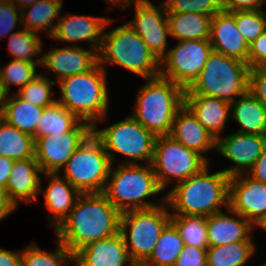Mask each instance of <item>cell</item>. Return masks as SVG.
Here are the masks:
<instances>
[{
    "label": "cell",
    "mask_w": 266,
    "mask_h": 266,
    "mask_svg": "<svg viewBox=\"0 0 266 266\" xmlns=\"http://www.w3.org/2000/svg\"><path fill=\"white\" fill-rule=\"evenodd\" d=\"M248 92L266 108V68H250Z\"/></svg>",
    "instance_id": "cell-42"
},
{
    "label": "cell",
    "mask_w": 266,
    "mask_h": 266,
    "mask_svg": "<svg viewBox=\"0 0 266 266\" xmlns=\"http://www.w3.org/2000/svg\"><path fill=\"white\" fill-rule=\"evenodd\" d=\"M42 175L50 179L46 190L44 191L40 186V191L44 192L45 206L52 213L48 215L50 223L56 229L74 208L81 193L60 173H43Z\"/></svg>",
    "instance_id": "cell-24"
},
{
    "label": "cell",
    "mask_w": 266,
    "mask_h": 266,
    "mask_svg": "<svg viewBox=\"0 0 266 266\" xmlns=\"http://www.w3.org/2000/svg\"><path fill=\"white\" fill-rule=\"evenodd\" d=\"M184 246L176 227L169 222L161 231L152 254L141 266H174Z\"/></svg>",
    "instance_id": "cell-32"
},
{
    "label": "cell",
    "mask_w": 266,
    "mask_h": 266,
    "mask_svg": "<svg viewBox=\"0 0 266 266\" xmlns=\"http://www.w3.org/2000/svg\"><path fill=\"white\" fill-rule=\"evenodd\" d=\"M262 0H223V10L227 12L261 10Z\"/></svg>",
    "instance_id": "cell-45"
},
{
    "label": "cell",
    "mask_w": 266,
    "mask_h": 266,
    "mask_svg": "<svg viewBox=\"0 0 266 266\" xmlns=\"http://www.w3.org/2000/svg\"><path fill=\"white\" fill-rule=\"evenodd\" d=\"M75 266H137L131 259L122 234L91 242L74 254Z\"/></svg>",
    "instance_id": "cell-19"
},
{
    "label": "cell",
    "mask_w": 266,
    "mask_h": 266,
    "mask_svg": "<svg viewBox=\"0 0 266 266\" xmlns=\"http://www.w3.org/2000/svg\"><path fill=\"white\" fill-rule=\"evenodd\" d=\"M40 73L15 93L28 103L45 108L57 102L56 99L51 97L53 94L52 87L57 83L49 77H46V74L43 75L42 72Z\"/></svg>",
    "instance_id": "cell-37"
},
{
    "label": "cell",
    "mask_w": 266,
    "mask_h": 266,
    "mask_svg": "<svg viewBox=\"0 0 266 266\" xmlns=\"http://www.w3.org/2000/svg\"><path fill=\"white\" fill-rule=\"evenodd\" d=\"M113 21L111 19L78 14L60 16L51 39L63 42H89L90 48L100 51L103 31Z\"/></svg>",
    "instance_id": "cell-17"
},
{
    "label": "cell",
    "mask_w": 266,
    "mask_h": 266,
    "mask_svg": "<svg viewBox=\"0 0 266 266\" xmlns=\"http://www.w3.org/2000/svg\"><path fill=\"white\" fill-rule=\"evenodd\" d=\"M21 9L10 0H0V40L11 35L14 28L22 25Z\"/></svg>",
    "instance_id": "cell-41"
},
{
    "label": "cell",
    "mask_w": 266,
    "mask_h": 266,
    "mask_svg": "<svg viewBox=\"0 0 266 266\" xmlns=\"http://www.w3.org/2000/svg\"><path fill=\"white\" fill-rule=\"evenodd\" d=\"M37 64L12 59L4 68H0V80L6 89L11 94L10 86L19 87L18 90L23 88L30 82L36 75H38Z\"/></svg>",
    "instance_id": "cell-38"
},
{
    "label": "cell",
    "mask_w": 266,
    "mask_h": 266,
    "mask_svg": "<svg viewBox=\"0 0 266 266\" xmlns=\"http://www.w3.org/2000/svg\"><path fill=\"white\" fill-rule=\"evenodd\" d=\"M146 81L131 115L155 136L170 135L175 114L184 105L185 89L160 75Z\"/></svg>",
    "instance_id": "cell-4"
},
{
    "label": "cell",
    "mask_w": 266,
    "mask_h": 266,
    "mask_svg": "<svg viewBox=\"0 0 266 266\" xmlns=\"http://www.w3.org/2000/svg\"><path fill=\"white\" fill-rule=\"evenodd\" d=\"M209 41L213 51L248 64L249 44L240 34L230 12L222 10L212 17Z\"/></svg>",
    "instance_id": "cell-20"
},
{
    "label": "cell",
    "mask_w": 266,
    "mask_h": 266,
    "mask_svg": "<svg viewBox=\"0 0 266 266\" xmlns=\"http://www.w3.org/2000/svg\"><path fill=\"white\" fill-rule=\"evenodd\" d=\"M121 213L101 193H81L64 221L57 239L73 254L85 245L119 233Z\"/></svg>",
    "instance_id": "cell-1"
},
{
    "label": "cell",
    "mask_w": 266,
    "mask_h": 266,
    "mask_svg": "<svg viewBox=\"0 0 266 266\" xmlns=\"http://www.w3.org/2000/svg\"><path fill=\"white\" fill-rule=\"evenodd\" d=\"M245 175L230 177L229 208L255 227L266 218V183L254 180L247 173Z\"/></svg>",
    "instance_id": "cell-14"
},
{
    "label": "cell",
    "mask_w": 266,
    "mask_h": 266,
    "mask_svg": "<svg viewBox=\"0 0 266 266\" xmlns=\"http://www.w3.org/2000/svg\"><path fill=\"white\" fill-rule=\"evenodd\" d=\"M92 131H68L35 139V159L43 173H60Z\"/></svg>",
    "instance_id": "cell-15"
},
{
    "label": "cell",
    "mask_w": 266,
    "mask_h": 266,
    "mask_svg": "<svg viewBox=\"0 0 266 266\" xmlns=\"http://www.w3.org/2000/svg\"><path fill=\"white\" fill-rule=\"evenodd\" d=\"M231 117L241 126L237 132L266 135V108L248 91L230 103Z\"/></svg>",
    "instance_id": "cell-27"
},
{
    "label": "cell",
    "mask_w": 266,
    "mask_h": 266,
    "mask_svg": "<svg viewBox=\"0 0 266 266\" xmlns=\"http://www.w3.org/2000/svg\"><path fill=\"white\" fill-rule=\"evenodd\" d=\"M112 165L102 142L92 132L68 159L62 176L80 193H101Z\"/></svg>",
    "instance_id": "cell-9"
},
{
    "label": "cell",
    "mask_w": 266,
    "mask_h": 266,
    "mask_svg": "<svg viewBox=\"0 0 266 266\" xmlns=\"http://www.w3.org/2000/svg\"><path fill=\"white\" fill-rule=\"evenodd\" d=\"M249 69L241 60L212 51L184 95H205L231 103L248 91Z\"/></svg>",
    "instance_id": "cell-6"
},
{
    "label": "cell",
    "mask_w": 266,
    "mask_h": 266,
    "mask_svg": "<svg viewBox=\"0 0 266 266\" xmlns=\"http://www.w3.org/2000/svg\"><path fill=\"white\" fill-rule=\"evenodd\" d=\"M249 68H266V30L249 45Z\"/></svg>",
    "instance_id": "cell-44"
},
{
    "label": "cell",
    "mask_w": 266,
    "mask_h": 266,
    "mask_svg": "<svg viewBox=\"0 0 266 266\" xmlns=\"http://www.w3.org/2000/svg\"><path fill=\"white\" fill-rule=\"evenodd\" d=\"M259 227L264 228L266 230V218L261 222Z\"/></svg>",
    "instance_id": "cell-53"
},
{
    "label": "cell",
    "mask_w": 266,
    "mask_h": 266,
    "mask_svg": "<svg viewBox=\"0 0 266 266\" xmlns=\"http://www.w3.org/2000/svg\"><path fill=\"white\" fill-rule=\"evenodd\" d=\"M62 5V0H39L24 6L21 9L23 27L36 34L48 30L47 36L51 37L57 25L55 19H60Z\"/></svg>",
    "instance_id": "cell-29"
},
{
    "label": "cell",
    "mask_w": 266,
    "mask_h": 266,
    "mask_svg": "<svg viewBox=\"0 0 266 266\" xmlns=\"http://www.w3.org/2000/svg\"><path fill=\"white\" fill-rule=\"evenodd\" d=\"M233 217L223 211L206 217L208 247L230 244L233 242L253 241L251 231L254 226L239 213L229 207L226 209ZM238 217V218H234Z\"/></svg>",
    "instance_id": "cell-21"
},
{
    "label": "cell",
    "mask_w": 266,
    "mask_h": 266,
    "mask_svg": "<svg viewBox=\"0 0 266 266\" xmlns=\"http://www.w3.org/2000/svg\"><path fill=\"white\" fill-rule=\"evenodd\" d=\"M207 249L185 245L174 266H207Z\"/></svg>",
    "instance_id": "cell-43"
},
{
    "label": "cell",
    "mask_w": 266,
    "mask_h": 266,
    "mask_svg": "<svg viewBox=\"0 0 266 266\" xmlns=\"http://www.w3.org/2000/svg\"><path fill=\"white\" fill-rule=\"evenodd\" d=\"M106 2H108L112 8V5H119L121 7V9H126L127 7H129V5H133V3H141V2H144V1H148V0H105ZM124 4H123V3Z\"/></svg>",
    "instance_id": "cell-51"
},
{
    "label": "cell",
    "mask_w": 266,
    "mask_h": 266,
    "mask_svg": "<svg viewBox=\"0 0 266 266\" xmlns=\"http://www.w3.org/2000/svg\"><path fill=\"white\" fill-rule=\"evenodd\" d=\"M246 173H249L248 176L254 180L266 183V146L253 166Z\"/></svg>",
    "instance_id": "cell-46"
},
{
    "label": "cell",
    "mask_w": 266,
    "mask_h": 266,
    "mask_svg": "<svg viewBox=\"0 0 266 266\" xmlns=\"http://www.w3.org/2000/svg\"><path fill=\"white\" fill-rule=\"evenodd\" d=\"M55 252H44L35 243L22 249L21 266H67L74 262V254L58 239Z\"/></svg>",
    "instance_id": "cell-36"
},
{
    "label": "cell",
    "mask_w": 266,
    "mask_h": 266,
    "mask_svg": "<svg viewBox=\"0 0 266 266\" xmlns=\"http://www.w3.org/2000/svg\"><path fill=\"white\" fill-rule=\"evenodd\" d=\"M15 210L16 206L8 198L6 189L0 187V221Z\"/></svg>",
    "instance_id": "cell-49"
},
{
    "label": "cell",
    "mask_w": 266,
    "mask_h": 266,
    "mask_svg": "<svg viewBox=\"0 0 266 266\" xmlns=\"http://www.w3.org/2000/svg\"><path fill=\"white\" fill-rule=\"evenodd\" d=\"M39 174L43 172L35 158L14 161L6 192L16 208L22 200L28 204L36 202L42 184Z\"/></svg>",
    "instance_id": "cell-23"
},
{
    "label": "cell",
    "mask_w": 266,
    "mask_h": 266,
    "mask_svg": "<svg viewBox=\"0 0 266 266\" xmlns=\"http://www.w3.org/2000/svg\"><path fill=\"white\" fill-rule=\"evenodd\" d=\"M207 165L201 172L176 183L165 195L171 215H201L204 217L229 207V180L223 171L209 172Z\"/></svg>",
    "instance_id": "cell-2"
},
{
    "label": "cell",
    "mask_w": 266,
    "mask_h": 266,
    "mask_svg": "<svg viewBox=\"0 0 266 266\" xmlns=\"http://www.w3.org/2000/svg\"><path fill=\"white\" fill-rule=\"evenodd\" d=\"M160 3L158 6L153 5L150 0L135 3V17L127 23L159 61L168 52L167 35H170L166 6L164 2Z\"/></svg>",
    "instance_id": "cell-13"
},
{
    "label": "cell",
    "mask_w": 266,
    "mask_h": 266,
    "mask_svg": "<svg viewBox=\"0 0 266 266\" xmlns=\"http://www.w3.org/2000/svg\"><path fill=\"white\" fill-rule=\"evenodd\" d=\"M266 146V135L234 132L216 139V152L235 165L222 170L228 176L246 173Z\"/></svg>",
    "instance_id": "cell-16"
},
{
    "label": "cell",
    "mask_w": 266,
    "mask_h": 266,
    "mask_svg": "<svg viewBox=\"0 0 266 266\" xmlns=\"http://www.w3.org/2000/svg\"><path fill=\"white\" fill-rule=\"evenodd\" d=\"M42 47L41 36L23 28L10 35L8 53L12 59L28 61L42 67V57H38V60L34 58L44 54Z\"/></svg>",
    "instance_id": "cell-34"
},
{
    "label": "cell",
    "mask_w": 266,
    "mask_h": 266,
    "mask_svg": "<svg viewBox=\"0 0 266 266\" xmlns=\"http://www.w3.org/2000/svg\"><path fill=\"white\" fill-rule=\"evenodd\" d=\"M210 164L201 154L175 141L171 136H156L153 171L160 187L165 190L171 180L177 183L201 172Z\"/></svg>",
    "instance_id": "cell-11"
},
{
    "label": "cell",
    "mask_w": 266,
    "mask_h": 266,
    "mask_svg": "<svg viewBox=\"0 0 266 266\" xmlns=\"http://www.w3.org/2000/svg\"><path fill=\"white\" fill-rule=\"evenodd\" d=\"M170 222L176 227L185 245L208 248L206 217L201 215H171Z\"/></svg>",
    "instance_id": "cell-35"
},
{
    "label": "cell",
    "mask_w": 266,
    "mask_h": 266,
    "mask_svg": "<svg viewBox=\"0 0 266 266\" xmlns=\"http://www.w3.org/2000/svg\"><path fill=\"white\" fill-rule=\"evenodd\" d=\"M14 161L11 158L0 156V187L4 189H6Z\"/></svg>",
    "instance_id": "cell-48"
},
{
    "label": "cell",
    "mask_w": 266,
    "mask_h": 266,
    "mask_svg": "<svg viewBox=\"0 0 266 266\" xmlns=\"http://www.w3.org/2000/svg\"><path fill=\"white\" fill-rule=\"evenodd\" d=\"M167 202L149 208L121 213L120 230L132 261L141 266L152 254L161 231L170 222Z\"/></svg>",
    "instance_id": "cell-8"
},
{
    "label": "cell",
    "mask_w": 266,
    "mask_h": 266,
    "mask_svg": "<svg viewBox=\"0 0 266 266\" xmlns=\"http://www.w3.org/2000/svg\"><path fill=\"white\" fill-rule=\"evenodd\" d=\"M212 16L196 13H167L171 37L178 41L209 40Z\"/></svg>",
    "instance_id": "cell-28"
},
{
    "label": "cell",
    "mask_w": 266,
    "mask_h": 266,
    "mask_svg": "<svg viewBox=\"0 0 266 266\" xmlns=\"http://www.w3.org/2000/svg\"><path fill=\"white\" fill-rule=\"evenodd\" d=\"M92 129L88 122L80 120L62 104L56 102L44 108L33 137L36 139L45 135H57L68 131H92Z\"/></svg>",
    "instance_id": "cell-26"
},
{
    "label": "cell",
    "mask_w": 266,
    "mask_h": 266,
    "mask_svg": "<svg viewBox=\"0 0 266 266\" xmlns=\"http://www.w3.org/2000/svg\"><path fill=\"white\" fill-rule=\"evenodd\" d=\"M255 252L253 241L208 247L206 263L207 266H244Z\"/></svg>",
    "instance_id": "cell-33"
},
{
    "label": "cell",
    "mask_w": 266,
    "mask_h": 266,
    "mask_svg": "<svg viewBox=\"0 0 266 266\" xmlns=\"http://www.w3.org/2000/svg\"><path fill=\"white\" fill-rule=\"evenodd\" d=\"M184 104L215 139L221 136L231 115L230 102L205 95H184Z\"/></svg>",
    "instance_id": "cell-25"
},
{
    "label": "cell",
    "mask_w": 266,
    "mask_h": 266,
    "mask_svg": "<svg viewBox=\"0 0 266 266\" xmlns=\"http://www.w3.org/2000/svg\"><path fill=\"white\" fill-rule=\"evenodd\" d=\"M177 42L160 60V76L187 89L203 69L213 49L209 40Z\"/></svg>",
    "instance_id": "cell-12"
},
{
    "label": "cell",
    "mask_w": 266,
    "mask_h": 266,
    "mask_svg": "<svg viewBox=\"0 0 266 266\" xmlns=\"http://www.w3.org/2000/svg\"><path fill=\"white\" fill-rule=\"evenodd\" d=\"M8 96H9V93L6 91V89L4 88L0 80V118L4 114L5 105L7 103Z\"/></svg>",
    "instance_id": "cell-50"
},
{
    "label": "cell",
    "mask_w": 266,
    "mask_h": 266,
    "mask_svg": "<svg viewBox=\"0 0 266 266\" xmlns=\"http://www.w3.org/2000/svg\"><path fill=\"white\" fill-rule=\"evenodd\" d=\"M167 13H196L214 16L223 10V0H164Z\"/></svg>",
    "instance_id": "cell-40"
},
{
    "label": "cell",
    "mask_w": 266,
    "mask_h": 266,
    "mask_svg": "<svg viewBox=\"0 0 266 266\" xmlns=\"http://www.w3.org/2000/svg\"><path fill=\"white\" fill-rule=\"evenodd\" d=\"M106 63L122 66L145 80L160 75V61L127 23L103 34L99 64L106 70Z\"/></svg>",
    "instance_id": "cell-7"
},
{
    "label": "cell",
    "mask_w": 266,
    "mask_h": 266,
    "mask_svg": "<svg viewBox=\"0 0 266 266\" xmlns=\"http://www.w3.org/2000/svg\"><path fill=\"white\" fill-rule=\"evenodd\" d=\"M22 250L18 252L0 248V266H21Z\"/></svg>",
    "instance_id": "cell-47"
},
{
    "label": "cell",
    "mask_w": 266,
    "mask_h": 266,
    "mask_svg": "<svg viewBox=\"0 0 266 266\" xmlns=\"http://www.w3.org/2000/svg\"><path fill=\"white\" fill-rule=\"evenodd\" d=\"M92 132L102 142L112 164L115 152L128 157L121 164H137L138 160L151 164L156 136L132 115L104 129L93 126Z\"/></svg>",
    "instance_id": "cell-10"
},
{
    "label": "cell",
    "mask_w": 266,
    "mask_h": 266,
    "mask_svg": "<svg viewBox=\"0 0 266 266\" xmlns=\"http://www.w3.org/2000/svg\"><path fill=\"white\" fill-rule=\"evenodd\" d=\"M230 13L235 17L237 28L249 45L266 30V14L263 9Z\"/></svg>",
    "instance_id": "cell-39"
},
{
    "label": "cell",
    "mask_w": 266,
    "mask_h": 266,
    "mask_svg": "<svg viewBox=\"0 0 266 266\" xmlns=\"http://www.w3.org/2000/svg\"><path fill=\"white\" fill-rule=\"evenodd\" d=\"M12 94V96L10 94L8 96L1 118L18 130L34 136L44 108L28 103L14 92Z\"/></svg>",
    "instance_id": "cell-30"
},
{
    "label": "cell",
    "mask_w": 266,
    "mask_h": 266,
    "mask_svg": "<svg viewBox=\"0 0 266 266\" xmlns=\"http://www.w3.org/2000/svg\"><path fill=\"white\" fill-rule=\"evenodd\" d=\"M16 7L22 9L24 6L35 3L39 0H10Z\"/></svg>",
    "instance_id": "cell-52"
},
{
    "label": "cell",
    "mask_w": 266,
    "mask_h": 266,
    "mask_svg": "<svg viewBox=\"0 0 266 266\" xmlns=\"http://www.w3.org/2000/svg\"><path fill=\"white\" fill-rule=\"evenodd\" d=\"M114 170L111 166L103 194L120 212L129 210L149 209L166 202V197L159 199L160 203L146 201V197L156 196L162 192L152 165L121 164ZM145 166V167H144Z\"/></svg>",
    "instance_id": "cell-3"
},
{
    "label": "cell",
    "mask_w": 266,
    "mask_h": 266,
    "mask_svg": "<svg viewBox=\"0 0 266 266\" xmlns=\"http://www.w3.org/2000/svg\"><path fill=\"white\" fill-rule=\"evenodd\" d=\"M175 141L204 156L216 150V139L197 120L192 111L184 104L175 114L170 135Z\"/></svg>",
    "instance_id": "cell-22"
},
{
    "label": "cell",
    "mask_w": 266,
    "mask_h": 266,
    "mask_svg": "<svg viewBox=\"0 0 266 266\" xmlns=\"http://www.w3.org/2000/svg\"><path fill=\"white\" fill-rule=\"evenodd\" d=\"M99 64V51L81 46L54 48L42 56V67L57 72L56 83L61 79L93 70Z\"/></svg>",
    "instance_id": "cell-18"
},
{
    "label": "cell",
    "mask_w": 266,
    "mask_h": 266,
    "mask_svg": "<svg viewBox=\"0 0 266 266\" xmlns=\"http://www.w3.org/2000/svg\"><path fill=\"white\" fill-rule=\"evenodd\" d=\"M106 74L107 70L98 64L91 71L61 79L57 82L61 90L57 102L92 127L106 121L109 106Z\"/></svg>",
    "instance_id": "cell-5"
},
{
    "label": "cell",
    "mask_w": 266,
    "mask_h": 266,
    "mask_svg": "<svg viewBox=\"0 0 266 266\" xmlns=\"http://www.w3.org/2000/svg\"><path fill=\"white\" fill-rule=\"evenodd\" d=\"M0 156L13 160L35 158V139L0 118Z\"/></svg>",
    "instance_id": "cell-31"
}]
</instances>
